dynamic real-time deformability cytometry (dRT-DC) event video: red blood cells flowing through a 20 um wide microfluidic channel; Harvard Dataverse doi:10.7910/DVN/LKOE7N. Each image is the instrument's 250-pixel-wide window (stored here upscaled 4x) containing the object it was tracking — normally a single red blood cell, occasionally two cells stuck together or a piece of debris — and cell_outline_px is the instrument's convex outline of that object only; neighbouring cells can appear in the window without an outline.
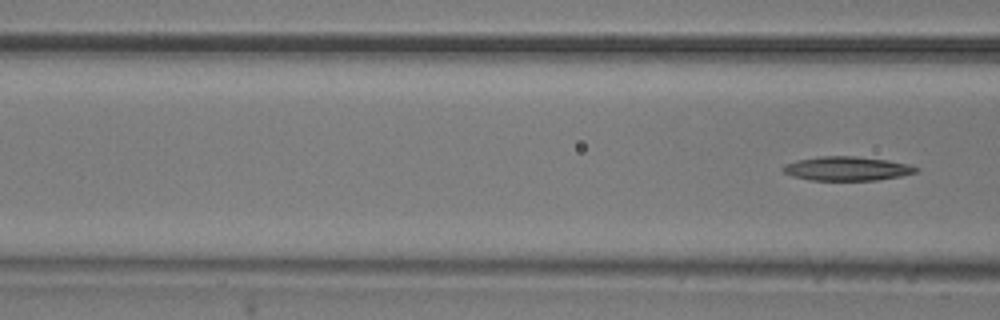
{"species": "common noctule bat (a hibernating species)", "species_latin": "Nyctalus noctula", "temperature_condition": "room temperature", "stored_images_in_passage": 3, "camera_frame_rate_fps": 3000, "um_per_image_px": 0.085, "animal": {"sex": "male", "body_mass_g": 20.5, "forearm_length_mm": 52.5}, "frame": {"image": 1, "passage_image": 3, "time_ms": 0.667, "image_size_px": [1000, 320], "cell_outline_px": [[920, 172], [900, 176], [876, 180], [808, 180], [792, 176], [784, 172], [780, 168], [784, 164], [796, 160], [820, 156], [856, 156], [888, 160], [908, 164], [920, 168]], "centroid_in_image_um": [71.99, 14.33], "position_along_channel_um": 94.6, "area_um2": 18.84}}